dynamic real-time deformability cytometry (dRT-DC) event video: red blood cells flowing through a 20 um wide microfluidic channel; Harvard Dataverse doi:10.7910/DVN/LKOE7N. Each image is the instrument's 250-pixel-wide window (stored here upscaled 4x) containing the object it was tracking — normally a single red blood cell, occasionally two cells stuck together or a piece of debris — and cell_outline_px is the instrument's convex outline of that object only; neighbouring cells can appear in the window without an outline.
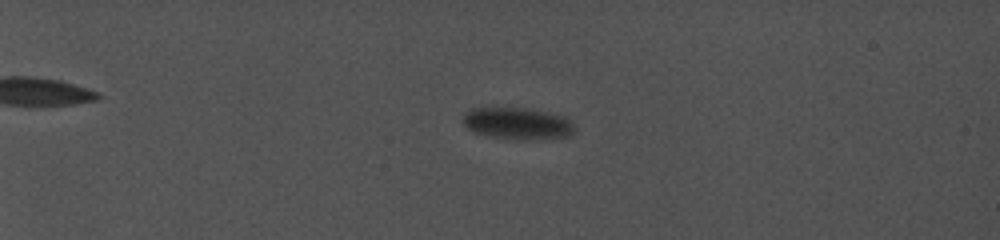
{"species": "common noctule bat (a hibernating species)", "species_latin": "Nyctalus noctula", "temperature_condition": "cold", "stored_images_in_passage": 71, "camera_frame_rate_fps": 5000, "um_per_image_px": 0.085, "animal": {"sex": "female", "body_mass_g": 19.0, "forearm_length_mm": 56.7}, "frame": {"image": 1, "passage_image": 32, "time_ms": 7.0, "image_size_px": [1000, 240], "cell_outline_px": [[568, 128], [560, 132], [524, 136], [484, 132], [472, 128], [468, 124], [468, 116], [472, 112], [480, 108], [512, 108], [532, 112], [548, 116], [560, 120]], "centroid_in_image_um": [43.67, 10.38], "position_along_channel_um": 41.3, "area_um2": 14.91}}
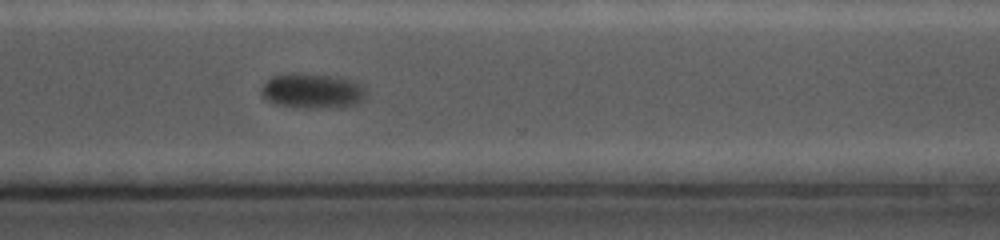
{"frame": {"image": 2, "passage_image": 64, "time_ms": 18.2, "image_size_px": [1000, 240], "cell_outline_px": [[364, 96], [356, 104], [276, 104], [264, 96], [264, 84], [268, 80], [276, 76], [288, 72], [296, 72], [328, 76], [352, 80], [364, 92]], "centroid_in_image_um": [26.49, 7.63], "position_along_channel_um": 344.1, "area_um2": 19.02}}
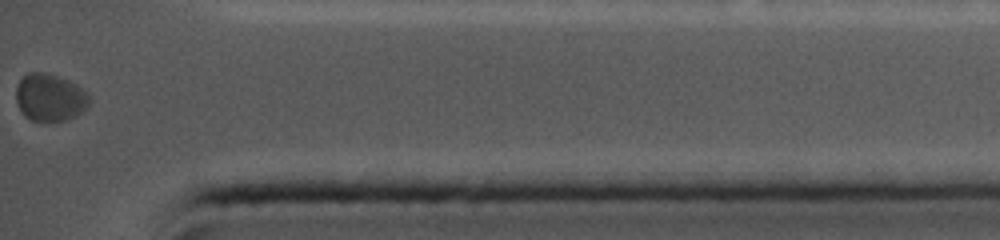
{"frame": {"image": 3, "passage_image": 71, "time_ms": 20.6, "image_size_px": [1000, 240], "cell_outline_px": [[88, 104], [80, 112], [64, 120], [48, 124], [32, 120], [24, 116], [16, 100], [16, 88], [20, 80], [28, 72], [44, 72], [68, 80], [76, 84], [88, 96]], "centroid_in_image_um": [4.18, 8.31], "position_along_channel_um": 431.0, "area_um2": 20.06}}